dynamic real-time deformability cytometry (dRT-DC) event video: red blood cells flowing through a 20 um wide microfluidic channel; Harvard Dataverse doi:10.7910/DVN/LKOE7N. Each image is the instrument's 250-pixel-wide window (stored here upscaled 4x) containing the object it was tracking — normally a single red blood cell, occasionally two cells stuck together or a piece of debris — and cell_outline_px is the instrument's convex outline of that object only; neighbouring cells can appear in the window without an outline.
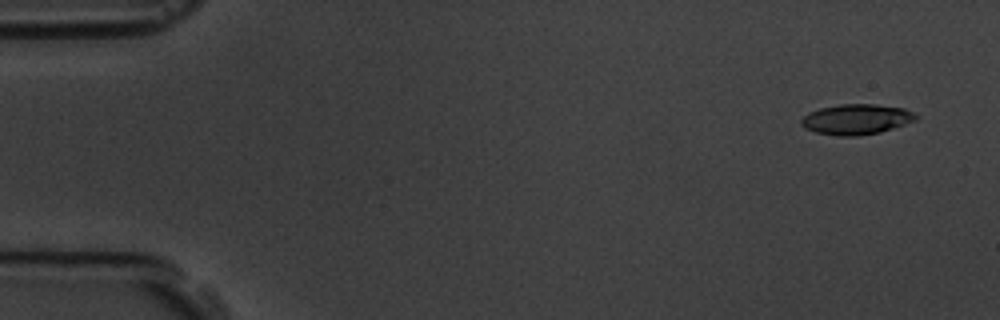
{"species": "common noctule bat (a hibernating species)", "species_latin": "Nyctalus noctula", "temperature_condition": "room temperature", "stored_images_in_passage": 5, "camera_frame_rate_fps": 3000, "um_per_image_px": 0.085, "animal": {"sex": "male", "body_mass_g": 19.5, "forearm_length_mm": 54.6}, "frame": {"image": 1, "passage_image": 1, "time_ms": 0.0, "image_size_px": [1000, 320], "cell_outline_px": [[916, 120], [880, 132], [856, 136], [840, 136], [816, 132], [804, 128], [800, 124], [800, 120], [808, 112], [820, 108], [840, 104], [876, 104], [904, 108], [912, 112], [916, 116]], "centroid_in_image_um": [72.75, 10.13], "position_along_channel_um": 12.3, "area_um2": 20.17}}
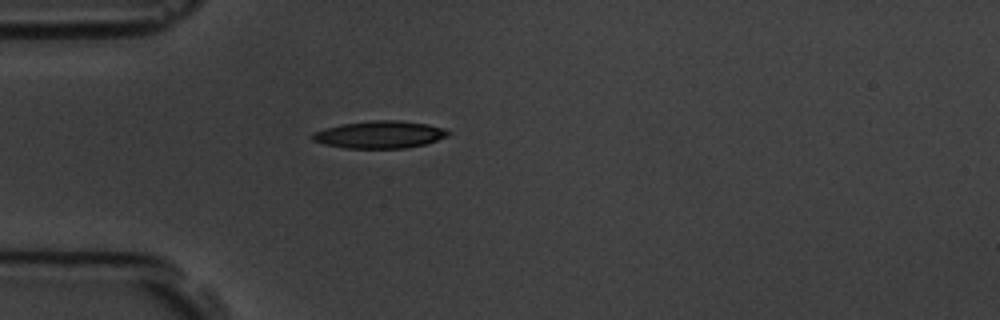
{"frame": {"image": 2, "passage_image": 5, "time_ms": 4.333, "image_size_px": [1000, 320], "cell_outline_px": [[452, 132], [448, 136], [424, 144], [404, 148], [344, 148], [324, 144], [312, 140], [312, 132], [344, 124], [372, 120], [400, 120], [428, 124], [444, 128]], "centroid_in_image_um": [32.3, 11.44], "position_along_channel_um": 52.7, "area_um2": 21.5}}